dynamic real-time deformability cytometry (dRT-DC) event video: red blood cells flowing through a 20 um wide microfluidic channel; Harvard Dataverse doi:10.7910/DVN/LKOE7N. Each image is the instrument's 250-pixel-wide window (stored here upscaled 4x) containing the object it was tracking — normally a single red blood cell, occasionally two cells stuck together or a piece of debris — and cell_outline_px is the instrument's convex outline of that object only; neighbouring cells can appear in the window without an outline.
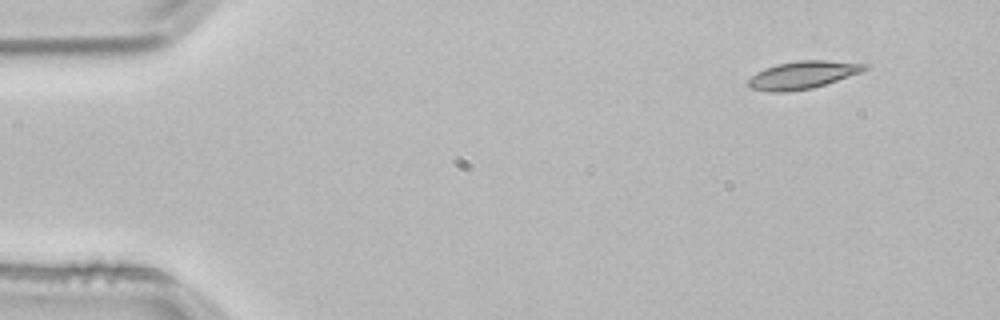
{"species": "common noctule bat (a hibernating species)", "species_latin": "Nyctalus noctula", "temperature_condition": "room temperature", "stored_images_in_passage": 2, "camera_frame_rate_fps": 3000, "um_per_image_px": 0.085, "animal": {"sex": "male", "body_mass_g": 21.5, "forearm_length_mm": 52.0}, "frame": {"image": 1, "passage_image": 1, "time_ms": 0.0, "image_size_px": [1000, 320], "cell_outline_px": [[868, 68], [860, 72], [812, 88], [784, 92], [772, 92], [752, 88], [748, 84], [748, 80], [756, 72], [764, 68], [776, 64], [800, 60], [824, 60], [868, 64]], "centroid_in_image_um": [68.2, 6.36], "position_along_channel_um": 16.8, "area_um2": 18.44}}